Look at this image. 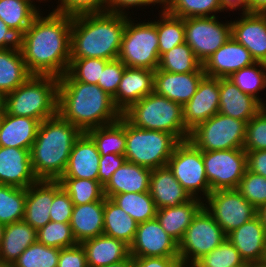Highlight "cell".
I'll use <instances>...</instances> for the list:
<instances>
[{
  "mask_svg": "<svg viewBox=\"0 0 266 267\" xmlns=\"http://www.w3.org/2000/svg\"><path fill=\"white\" fill-rule=\"evenodd\" d=\"M42 15V16H41ZM72 16L40 12L24 32L21 54L32 75L61 77L70 63Z\"/></svg>",
  "mask_w": 266,
  "mask_h": 267,
  "instance_id": "1",
  "label": "cell"
},
{
  "mask_svg": "<svg viewBox=\"0 0 266 267\" xmlns=\"http://www.w3.org/2000/svg\"><path fill=\"white\" fill-rule=\"evenodd\" d=\"M57 113L82 132L114 123L122 116L113 99L97 84L59 77Z\"/></svg>",
  "mask_w": 266,
  "mask_h": 267,
  "instance_id": "2",
  "label": "cell"
},
{
  "mask_svg": "<svg viewBox=\"0 0 266 267\" xmlns=\"http://www.w3.org/2000/svg\"><path fill=\"white\" fill-rule=\"evenodd\" d=\"M126 22L107 11L72 16L70 59H118Z\"/></svg>",
  "mask_w": 266,
  "mask_h": 267,
  "instance_id": "3",
  "label": "cell"
},
{
  "mask_svg": "<svg viewBox=\"0 0 266 267\" xmlns=\"http://www.w3.org/2000/svg\"><path fill=\"white\" fill-rule=\"evenodd\" d=\"M82 131L58 113L43 120L30 149L31 164L38 180H59L68 164L73 145Z\"/></svg>",
  "mask_w": 266,
  "mask_h": 267,
  "instance_id": "4",
  "label": "cell"
},
{
  "mask_svg": "<svg viewBox=\"0 0 266 267\" xmlns=\"http://www.w3.org/2000/svg\"><path fill=\"white\" fill-rule=\"evenodd\" d=\"M59 78L31 75L22 85L4 96V111L40 122L57 114Z\"/></svg>",
  "mask_w": 266,
  "mask_h": 267,
  "instance_id": "5",
  "label": "cell"
},
{
  "mask_svg": "<svg viewBox=\"0 0 266 267\" xmlns=\"http://www.w3.org/2000/svg\"><path fill=\"white\" fill-rule=\"evenodd\" d=\"M182 110L180 104L152 92L132 104L122 116L137 128L167 132L184 141L190 131L183 122Z\"/></svg>",
  "mask_w": 266,
  "mask_h": 267,
  "instance_id": "6",
  "label": "cell"
},
{
  "mask_svg": "<svg viewBox=\"0 0 266 267\" xmlns=\"http://www.w3.org/2000/svg\"><path fill=\"white\" fill-rule=\"evenodd\" d=\"M127 162L150 169L167 166L176 145L180 142L174 135L163 131L140 129L125 119Z\"/></svg>",
  "mask_w": 266,
  "mask_h": 267,
  "instance_id": "7",
  "label": "cell"
},
{
  "mask_svg": "<svg viewBox=\"0 0 266 267\" xmlns=\"http://www.w3.org/2000/svg\"><path fill=\"white\" fill-rule=\"evenodd\" d=\"M127 16L118 59L126 67L155 71L159 65V48L156 21H132Z\"/></svg>",
  "mask_w": 266,
  "mask_h": 267,
  "instance_id": "8",
  "label": "cell"
},
{
  "mask_svg": "<svg viewBox=\"0 0 266 267\" xmlns=\"http://www.w3.org/2000/svg\"><path fill=\"white\" fill-rule=\"evenodd\" d=\"M247 122L221 113L197 125L189 140L202 152L243 148Z\"/></svg>",
  "mask_w": 266,
  "mask_h": 267,
  "instance_id": "9",
  "label": "cell"
},
{
  "mask_svg": "<svg viewBox=\"0 0 266 267\" xmlns=\"http://www.w3.org/2000/svg\"><path fill=\"white\" fill-rule=\"evenodd\" d=\"M227 239V234L203 206L178 243L179 260L193 265L202 256L210 253Z\"/></svg>",
  "mask_w": 266,
  "mask_h": 267,
  "instance_id": "10",
  "label": "cell"
},
{
  "mask_svg": "<svg viewBox=\"0 0 266 267\" xmlns=\"http://www.w3.org/2000/svg\"><path fill=\"white\" fill-rule=\"evenodd\" d=\"M167 166L191 197L206 199L212 192L205 173L202 151L189 139L176 145Z\"/></svg>",
  "mask_w": 266,
  "mask_h": 267,
  "instance_id": "11",
  "label": "cell"
},
{
  "mask_svg": "<svg viewBox=\"0 0 266 267\" xmlns=\"http://www.w3.org/2000/svg\"><path fill=\"white\" fill-rule=\"evenodd\" d=\"M211 191L237 189L247 169L243 148L202 152Z\"/></svg>",
  "mask_w": 266,
  "mask_h": 267,
  "instance_id": "12",
  "label": "cell"
},
{
  "mask_svg": "<svg viewBox=\"0 0 266 267\" xmlns=\"http://www.w3.org/2000/svg\"><path fill=\"white\" fill-rule=\"evenodd\" d=\"M185 42L203 64L231 37V22H219L216 17L184 19Z\"/></svg>",
  "mask_w": 266,
  "mask_h": 267,
  "instance_id": "13",
  "label": "cell"
},
{
  "mask_svg": "<svg viewBox=\"0 0 266 267\" xmlns=\"http://www.w3.org/2000/svg\"><path fill=\"white\" fill-rule=\"evenodd\" d=\"M204 202L226 234L257 215V209L237 189L212 191Z\"/></svg>",
  "mask_w": 266,
  "mask_h": 267,
  "instance_id": "14",
  "label": "cell"
},
{
  "mask_svg": "<svg viewBox=\"0 0 266 267\" xmlns=\"http://www.w3.org/2000/svg\"><path fill=\"white\" fill-rule=\"evenodd\" d=\"M129 253L132 257H179L178 243L156 218L138 224Z\"/></svg>",
  "mask_w": 266,
  "mask_h": 267,
  "instance_id": "15",
  "label": "cell"
},
{
  "mask_svg": "<svg viewBox=\"0 0 266 267\" xmlns=\"http://www.w3.org/2000/svg\"><path fill=\"white\" fill-rule=\"evenodd\" d=\"M219 95V78L205 75L196 93L182 107L183 122L189 131L218 113Z\"/></svg>",
  "mask_w": 266,
  "mask_h": 267,
  "instance_id": "16",
  "label": "cell"
},
{
  "mask_svg": "<svg viewBox=\"0 0 266 267\" xmlns=\"http://www.w3.org/2000/svg\"><path fill=\"white\" fill-rule=\"evenodd\" d=\"M256 61L249 50L232 36L202 64L206 76L228 78Z\"/></svg>",
  "mask_w": 266,
  "mask_h": 267,
  "instance_id": "17",
  "label": "cell"
},
{
  "mask_svg": "<svg viewBox=\"0 0 266 267\" xmlns=\"http://www.w3.org/2000/svg\"><path fill=\"white\" fill-rule=\"evenodd\" d=\"M231 21V36L245 46L256 62L266 63V13H241Z\"/></svg>",
  "mask_w": 266,
  "mask_h": 267,
  "instance_id": "18",
  "label": "cell"
},
{
  "mask_svg": "<svg viewBox=\"0 0 266 267\" xmlns=\"http://www.w3.org/2000/svg\"><path fill=\"white\" fill-rule=\"evenodd\" d=\"M37 181L30 150L0 146V184L27 189Z\"/></svg>",
  "mask_w": 266,
  "mask_h": 267,
  "instance_id": "19",
  "label": "cell"
},
{
  "mask_svg": "<svg viewBox=\"0 0 266 267\" xmlns=\"http://www.w3.org/2000/svg\"><path fill=\"white\" fill-rule=\"evenodd\" d=\"M204 76L205 72L170 73L157 68L154 71V92L183 107L196 93Z\"/></svg>",
  "mask_w": 266,
  "mask_h": 267,
  "instance_id": "20",
  "label": "cell"
},
{
  "mask_svg": "<svg viewBox=\"0 0 266 267\" xmlns=\"http://www.w3.org/2000/svg\"><path fill=\"white\" fill-rule=\"evenodd\" d=\"M227 239L249 265L263 262L266 248V231L256 215L227 234Z\"/></svg>",
  "mask_w": 266,
  "mask_h": 267,
  "instance_id": "21",
  "label": "cell"
},
{
  "mask_svg": "<svg viewBox=\"0 0 266 267\" xmlns=\"http://www.w3.org/2000/svg\"><path fill=\"white\" fill-rule=\"evenodd\" d=\"M154 92V71L125 67L118 90L112 98L121 114L132 104Z\"/></svg>",
  "mask_w": 266,
  "mask_h": 267,
  "instance_id": "22",
  "label": "cell"
},
{
  "mask_svg": "<svg viewBox=\"0 0 266 267\" xmlns=\"http://www.w3.org/2000/svg\"><path fill=\"white\" fill-rule=\"evenodd\" d=\"M100 156L92 138L86 132H82L73 145L61 178L98 181Z\"/></svg>",
  "mask_w": 266,
  "mask_h": 267,
  "instance_id": "23",
  "label": "cell"
},
{
  "mask_svg": "<svg viewBox=\"0 0 266 267\" xmlns=\"http://www.w3.org/2000/svg\"><path fill=\"white\" fill-rule=\"evenodd\" d=\"M219 111L223 115L248 122L264 106L243 93L229 78H219Z\"/></svg>",
  "mask_w": 266,
  "mask_h": 267,
  "instance_id": "24",
  "label": "cell"
},
{
  "mask_svg": "<svg viewBox=\"0 0 266 267\" xmlns=\"http://www.w3.org/2000/svg\"><path fill=\"white\" fill-rule=\"evenodd\" d=\"M54 199V180H38L26 189L23 220L36 231L50 219V208Z\"/></svg>",
  "mask_w": 266,
  "mask_h": 267,
  "instance_id": "25",
  "label": "cell"
},
{
  "mask_svg": "<svg viewBox=\"0 0 266 267\" xmlns=\"http://www.w3.org/2000/svg\"><path fill=\"white\" fill-rule=\"evenodd\" d=\"M149 193L157 209L175 207L192 198L180 185L168 166L152 169Z\"/></svg>",
  "mask_w": 266,
  "mask_h": 267,
  "instance_id": "26",
  "label": "cell"
},
{
  "mask_svg": "<svg viewBox=\"0 0 266 267\" xmlns=\"http://www.w3.org/2000/svg\"><path fill=\"white\" fill-rule=\"evenodd\" d=\"M40 123L37 119L9 115L4 111L0 123V146L30 150Z\"/></svg>",
  "mask_w": 266,
  "mask_h": 267,
  "instance_id": "27",
  "label": "cell"
},
{
  "mask_svg": "<svg viewBox=\"0 0 266 267\" xmlns=\"http://www.w3.org/2000/svg\"><path fill=\"white\" fill-rule=\"evenodd\" d=\"M152 169L127 162L118 168L104 186V195L111 198L122 193L149 192Z\"/></svg>",
  "mask_w": 266,
  "mask_h": 267,
  "instance_id": "28",
  "label": "cell"
},
{
  "mask_svg": "<svg viewBox=\"0 0 266 267\" xmlns=\"http://www.w3.org/2000/svg\"><path fill=\"white\" fill-rule=\"evenodd\" d=\"M104 199L82 205H74L70 226L77 243L103 235Z\"/></svg>",
  "mask_w": 266,
  "mask_h": 267,
  "instance_id": "29",
  "label": "cell"
},
{
  "mask_svg": "<svg viewBox=\"0 0 266 267\" xmlns=\"http://www.w3.org/2000/svg\"><path fill=\"white\" fill-rule=\"evenodd\" d=\"M86 253L88 267H103L127 259L129 246L121 240L99 235L81 243Z\"/></svg>",
  "mask_w": 266,
  "mask_h": 267,
  "instance_id": "30",
  "label": "cell"
},
{
  "mask_svg": "<svg viewBox=\"0 0 266 267\" xmlns=\"http://www.w3.org/2000/svg\"><path fill=\"white\" fill-rule=\"evenodd\" d=\"M203 206L204 200L192 197L178 206L157 209L156 219L165 232L179 243L194 216Z\"/></svg>",
  "mask_w": 266,
  "mask_h": 267,
  "instance_id": "31",
  "label": "cell"
},
{
  "mask_svg": "<svg viewBox=\"0 0 266 267\" xmlns=\"http://www.w3.org/2000/svg\"><path fill=\"white\" fill-rule=\"evenodd\" d=\"M37 241V231L24 220L6 224L0 245V263L12 264Z\"/></svg>",
  "mask_w": 266,
  "mask_h": 267,
  "instance_id": "32",
  "label": "cell"
},
{
  "mask_svg": "<svg viewBox=\"0 0 266 267\" xmlns=\"http://www.w3.org/2000/svg\"><path fill=\"white\" fill-rule=\"evenodd\" d=\"M103 234L123 241L130 246L134 240L138 223L110 198H104Z\"/></svg>",
  "mask_w": 266,
  "mask_h": 267,
  "instance_id": "33",
  "label": "cell"
},
{
  "mask_svg": "<svg viewBox=\"0 0 266 267\" xmlns=\"http://www.w3.org/2000/svg\"><path fill=\"white\" fill-rule=\"evenodd\" d=\"M31 75L21 51L0 49V94L3 97L22 85Z\"/></svg>",
  "mask_w": 266,
  "mask_h": 267,
  "instance_id": "34",
  "label": "cell"
},
{
  "mask_svg": "<svg viewBox=\"0 0 266 267\" xmlns=\"http://www.w3.org/2000/svg\"><path fill=\"white\" fill-rule=\"evenodd\" d=\"M86 133L94 141L101 156L107 154L125 155L126 136L123 116L114 123L91 128Z\"/></svg>",
  "mask_w": 266,
  "mask_h": 267,
  "instance_id": "35",
  "label": "cell"
},
{
  "mask_svg": "<svg viewBox=\"0 0 266 267\" xmlns=\"http://www.w3.org/2000/svg\"><path fill=\"white\" fill-rule=\"evenodd\" d=\"M110 199L138 224L156 218L157 207L149 192L122 193Z\"/></svg>",
  "mask_w": 266,
  "mask_h": 267,
  "instance_id": "36",
  "label": "cell"
},
{
  "mask_svg": "<svg viewBox=\"0 0 266 267\" xmlns=\"http://www.w3.org/2000/svg\"><path fill=\"white\" fill-rule=\"evenodd\" d=\"M158 68L170 73L204 72L202 63L186 42L163 53Z\"/></svg>",
  "mask_w": 266,
  "mask_h": 267,
  "instance_id": "37",
  "label": "cell"
},
{
  "mask_svg": "<svg viewBox=\"0 0 266 267\" xmlns=\"http://www.w3.org/2000/svg\"><path fill=\"white\" fill-rule=\"evenodd\" d=\"M160 11L159 20L156 21L159 56L185 42L184 19L166 10Z\"/></svg>",
  "mask_w": 266,
  "mask_h": 267,
  "instance_id": "38",
  "label": "cell"
},
{
  "mask_svg": "<svg viewBox=\"0 0 266 267\" xmlns=\"http://www.w3.org/2000/svg\"><path fill=\"white\" fill-rule=\"evenodd\" d=\"M25 0H0V18L9 28L19 29L23 33L40 13Z\"/></svg>",
  "mask_w": 266,
  "mask_h": 267,
  "instance_id": "39",
  "label": "cell"
},
{
  "mask_svg": "<svg viewBox=\"0 0 266 267\" xmlns=\"http://www.w3.org/2000/svg\"><path fill=\"white\" fill-rule=\"evenodd\" d=\"M58 181L74 205L101 201L105 198L104 187L99 181L79 178H60Z\"/></svg>",
  "mask_w": 266,
  "mask_h": 267,
  "instance_id": "40",
  "label": "cell"
},
{
  "mask_svg": "<svg viewBox=\"0 0 266 267\" xmlns=\"http://www.w3.org/2000/svg\"><path fill=\"white\" fill-rule=\"evenodd\" d=\"M228 78L243 93L253 96L266 107V103H263L262 99L257 95L262 89L266 88V63L255 62L250 66L236 71Z\"/></svg>",
  "mask_w": 266,
  "mask_h": 267,
  "instance_id": "41",
  "label": "cell"
},
{
  "mask_svg": "<svg viewBox=\"0 0 266 267\" xmlns=\"http://www.w3.org/2000/svg\"><path fill=\"white\" fill-rule=\"evenodd\" d=\"M26 189L0 184V222L4 225L23 220Z\"/></svg>",
  "mask_w": 266,
  "mask_h": 267,
  "instance_id": "42",
  "label": "cell"
},
{
  "mask_svg": "<svg viewBox=\"0 0 266 267\" xmlns=\"http://www.w3.org/2000/svg\"><path fill=\"white\" fill-rule=\"evenodd\" d=\"M165 10L183 19L191 17H215L217 12L223 11L220 0H166Z\"/></svg>",
  "mask_w": 266,
  "mask_h": 267,
  "instance_id": "43",
  "label": "cell"
},
{
  "mask_svg": "<svg viewBox=\"0 0 266 267\" xmlns=\"http://www.w3.org/2000/svg\"><path fill=\"white\" fill-rule=\"evenodd\" d=\"M60 249L36 241L13 263L14 267H57Z\"/></svg>",
  "mask_w": 266,
  "mask_h": 267,
  "instance_id": "44",
  "label": "cell"
},
{
  "mask_svg": "<svg viewBox=\"0 0 266 267\" xmlns=\"http://www.w3.org/2000/svg\"><path fill=\"white\" fill-rule=\"evenodd\" d=\"M193 267H234L250 266L242 259L238 250L226 239L210 253L202 256Z\"/></svg>",
  "mask_w": 266,
  "mask_h": 267,
  "instance_id": "45",
  "label": "cell"
},
{
  "mask_svg": "<svg viewBox=\"0 0 266 267\" xmlns=\"http://www.w3.org/2000/svg\"><path fill=\"white\" fill-rule=\"evenodd\" d=\"M37 241L46 246L66 248L77 244L71 230L70 223L48 222L37 230Z\"/></svg>",
  "mask_w": 266,
  "mask_h": 267,
  "instance_id": "46",
  "label": "cell"
},
{
  "mask_svg": "<svg viewBox=\"0 0 266 267\" xmlns=\"http://www.w3.org/2000/svg\"><path fill=\"white\" fill-rule=\"evenodd\" d=\"M109 60L101 58L70 59L67 73L75 80L83 83L98 84L102 70Z\"/></svg>",
  "mask_w": 266,
  "mask_h": 267,
  "instance_id": "47",
  "label": "cell"
},
{
  "mask_svg": "<svg viewBox=\"0 0 266 267\" xmlns=\"http://www.w3.org/2000/svg\"><path fill=\"white\" fill-rule=\"evenodd\" d=\"M237 190L256 209L266 203V178L261 175L246 169Z\"/></svg>",
  "mask_w": 266,
  "mask_h": 267,
  "instance_id": "48",
  "label": "cell"
},
{
  "mask_svg": "<svg viewBox=\"0 0 266 267\" xmlns=\"http://www.w3.org/2000/svg\"><path fill=\"white\" fill-rule=\"evenodd\" d=\"M245 151L266 150V107L247 122Z\"/></svg>",
  "mask_w": 266,
  "mask_h": 267,
  "instance_id": "49",
  "label": "cell"
},
{
  "mask_svg": "<svg viewBox=\"0 0 266 267\" xmlns=\"http://www.w3.org/2000/svg\"><path fill=\"white\" fill-rule=\"evenodd\" d=\"M58 4L59 5L53 9L54 12L76 16L88 13L105 12L107 0H58Z\"/></svg>",
  "mask_w": 266,
  "mask_h": 267,
  "instance_id": "50",
  "label": "cell"
},
{
  "mask_svg": "<svg viewBox=\"0 0 266 267\" xmlns=\"http://www.w3.org/2000/svg\"><path fill=\"white\" fill-rule=\"evenodd\" d=\"M74 204L70 196L62 189L58 180H54V199L50 208L53 222L70 223Z\"/></svg>",
  "mask_w": 266,
  "mask_h": 267,
  "instance_id": "51",
  "label": "cell"
},
{
  "mask_svg": "<svg viewBox=\"0 0 266 267\" xmlns=\"http://www.w3.org/2000/svg\"><path fill=\"white\" fill-rule=\"evenodd\" d=\"M125 67L122 61L116 59L109 61L102 70L101 80H98L97 85L112 98L118 90Z\"/></svg>",
  "mask_w": 266,
  "mask_h": 267,
  "instance_id": "52",
  "label": "cell"
},
{
  "mask_svg": "<svg viewBox=\"0 0 266 267\" xmlns=\"http://www.w3.org/2000/svg\"><path fill=\"white\" fill-rule=\"evenodd\" d=\"M57 267H88L86 253L81 244L60 249Z\"/></svg>",
  "mask_w": 266,
  "mask_h": 267,
  "instance_id": "53",
  "label": "cell"
},
{
  "mask_svg": "<svg viewBox=\"0 0 266 267\" xmlns=\"http://www.w3.org/2000/svg\"><path fill=\"white\" fill-rule=\"evenodd\" d=\"M126 163L124 155L107 154L100 156L98 181L103 187L109 182L113 173Z\"/></svg>",
  "mask_w": 266,
  "mask_h": 267,
  "instance_id": "54",
  "label": "cell"
},
{
  "mask_svg": "<svg viewBox=\"0 0 266 267\" xmlns=\"http://www.w3.org/2000/svg\"><path fill=\"white\" fill-rule=\"evenodd\" d=\"M164 5L161 9L165 10L166 0H107L106 11L118 15L129 16L126 10L132 7H142L149 5ZM126 8V9H125Z\"/></svg>",
  "mask_w": 266,
  "mask_h": 267,
  "instance_id": "55",
  "label": "cell"
},
{
  "mask_svg": "<svg viewBox=\"0 0 266 267\" xmlns=\"http://www.w3.org/2000/svg\"><path fill=\"white\" fill-rule=\"evenodd\" d=\"M24 33L19 29L9 28L0 18V49L21 51Z\"/></svg>",
  "mask_w": 266,
  "mask_h": 267,
  "instance_id": "56",
  "label": "cell"
},
{
  "mask_svg": "<svg viewBox=\"0 0 266 267\" xmlns=\"http://www.w3.org/2000/svg\"><path fill=\"white\" fill-rule=\"evenodd\" d=\"M179 257H132L131 267H177Z\"/></svg>",
  "mask_w": 266,
  "mask_h": 267,
  "instance_id": "57",
  "label": "cell"
},
{
  "mask_svg": "<svg viewBox=\"0 0 266 267\" xmlns=\"http://www.w3.org/2000/svg\"><path fill=\"white\" fill-rule=\"evenodd\" d=\"M247 170L266 178V150L246 151Z\"/></svg>",
  "mask_w": 266,
  "mask_h": 267,
  "instance_id": "58",
  "label": "cell"
},
{
  "mask_svg": "<svg viewBox=\"0 0 266 267\" xmlns=\"http://www.w3.org/2000/svg\"><path fill=\"white\" fill-rule=\"evenodd\" d=\"M249 3L250 0H220L221 9L225 11H232L240 9L242 10V13L249 12ZM229 9V10H227Z\"/></svg>",
  "mask_w": 266,
  "mask_h": 267,
  "instance_id": "59",
  "label": "cell"
},
{
  "mask_svg": "<svg viewBox=\"0 0 266 267\" xmlns=\"http://www.w3.org/2000/svg\"><path fill=\"white\" fill-rule=\"evenodd\" d=\"M249 13H266V0H250Z\"/></svg>",
  "mask_w": 266,
  "mask_h": 267,
  "instance_id": "60",
  "label": "cell"
},
{
  "mask_svg": "<svg viewBox=\"0 0 266 267\" xmlns=\"http://www.w3.org/2000/svg\"><path fill=\"white\" fill-rule=\"evenodd\" d=\"M257 216L266 231V203L257 209Z\"/></svg>",
  "mask_w": 266,
  "mask_h": 267,
  "instance_id": "61",
  "label": "cell"
},
{
  "mask_svg": "<svg viewBox=\"0 0 266 267\" xmlns=\"http://www.w3.org/2000/svg\"><path fill=\"white\" fill-rule=\"evenodd\" d=\"M103 267H131V256H129L127 259L114 263V264H110L107 266H103Z\"/></svg>",
  "mask_w": 266,
  "mask_h": 267,
  "instance_id": "62",
  "label": "cell"
},
{
  "mask_svg": "<svg viewBox=\"0 0 266 267\" xmlns=\"http://www.w3.org/2000/svg\"><path fill=\"white\" fill-rule=\"evenodd\" d=\"M4 229H5V225L0 222V245L3 239Z\"/></svg>",
  "mask_w": 266,
  "mask_h": 267,
  "instance_id": "63",
  "label": "cell"
},
{
  "mask_svg": "<svg viewBox=\"0 0 266 267\" xmlns=\"http://www.w3.org/2000/svg\"><path fill=\"white\" fill-rule=\"evenodd\" d=\"M250 267H266V264L264 262L251 264Z\"/></svg>",
  "mask_w": 266,
  "mask_h": 267,
  "instance_id": "64",
  "label": "cell"
},
{
  "mask_svg": "<svg viewBox=\"0 0 266 267\" xmlns=\"http://www.w3.org/2000/svg\"><path fill=\"white\" fill-rule=\"evenodd\" d=\"M3 104H4V97L0 94V111H4Z\"/></svg>",
  "mask_w": 266,
  "mask_h": 267,
  "instance_id": "65",
  "label": "cell"
},
{
  "mask_svg": "<svg viewBox=\"0 0 266 267\" xmlns=\"http://www.w3.org/2000/svg\"><path fill=\"white\" fill-rule=\"evenodd\" d=\"M25 1H27L28 3H30L31 5H33L36 9L37 8H39V7H36V4H35V1L34 0H25ZM33 1H34V3H33ZM37 1H39V2H41L40 0H37ZM43 1H46V0H43Z\"/></svg>",
  "mask_w": 266,
  "mask_h": 267,
  "instance_id": "66",
  "label": "cell"
},
{
  "mask_svg": "<svg viewBox=\"0 0 266 267\" xmlns=\"http://www.w3.org/2000/svg\"><path fill=\"white\" fill-rule=\"evenodd\" d=\"M177 267H193V266L188 265V264L180 263Z\"/></svg>",
  "mask_w": 266,
  "mask_h": 267,
  "instance_id": "67",
  "label": "cell"
},
{
  "mask_svg": "<svg viewBox=\"0 0 266 267\" xmlns=\"http://www.w3.org/2000/svg\"><path fill=\"white\" fill-rule=\"evenodd\" d=\"M0 267H14L12 264H1Z\"/></svg>",
  "mask_w": 266,
  "mask_h": 267,
  "instance_id": "68",
  "label": "cell"
},
{
  "mask_svg": "<svg viewBox=\"0 0 266 267\" xmlns=\"http://www.w3.org/2000/svg\"><path fill=\"white\" fill-rule=\"evenodd\" d=\"M3 113H4V111H0V123H1V120H2V117H3Z\"/></svg>",
  "mask_w": 266,
  "mask_h": 267,
  "instance_id": "69",
  "label": "cell"
},
{
  "mask_svg": "<svg viewBox=\"0 0 266 267\" xmlns=\"http://www.w3.org/2000/svg\"><path fill=\"white\" fill-rule=\"evenodd\" d=\"M263 262L266 264V248H265V255H264Z\"/></svg>",
  "mask_w": 266,
  "mask_h": 267,
  "instance_id": "70",
  "label": "cell"
},
{
  "mask_svg": "<svg viewBox=\"0 0 266 267\" xmlns=\"http://www.w3.org/2000/svg\"><path fill=\"white\" fill-rule=\"evenodd\" d=\"M234 267H250V266H234Z\"/></svg>",
  "mask_w": 266,
  "mask_h": 267,
  "instance_id": "71",
  "label": "cell"
}]
</instances>
